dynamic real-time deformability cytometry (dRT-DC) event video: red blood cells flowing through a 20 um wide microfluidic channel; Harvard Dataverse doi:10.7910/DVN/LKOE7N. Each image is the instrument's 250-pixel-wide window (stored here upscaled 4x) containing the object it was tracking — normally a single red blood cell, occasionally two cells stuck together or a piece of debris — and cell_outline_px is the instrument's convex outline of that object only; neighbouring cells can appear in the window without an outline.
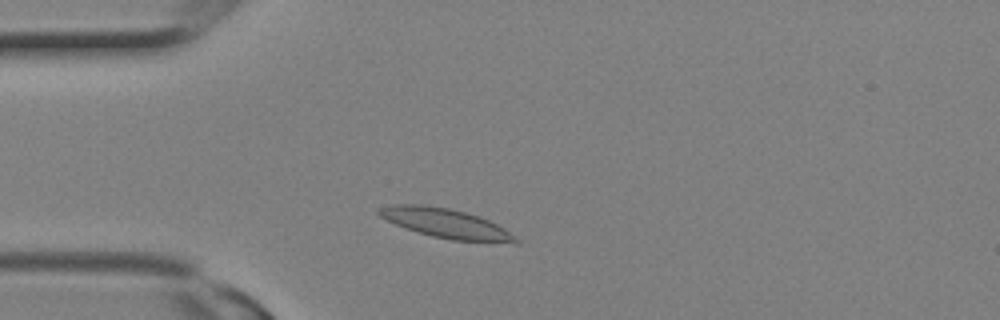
{"species": "Egyptian fruit bat (a non-hibernating species)", "species_latin": "Rousettus aegyptiacus", "temperature_condition": "room temperature", "stored_images_in_passage": 4, "camera_frame_rate_fps": 3000, "um_per_image_px": 0.085, "animal": {"sex": "female"}, "frame": {"image": 1, "passage_image": 3, "time_ms": 0.667, "image_size_px": [1000, 320], "cell_outline_px": [[520, 244], [516, 244], [452, 240], [432, 236], [416, 232], [396, 224], [380, 216], [376, 212], [380, 208], [388, 204], [424, 204], [448, 208], [464, 212], [488, 220], [504, 228], [520, 240]], "centroid_in_image_um": [37.93, 19.0], "position_along_channel_um": 47.1, "area_um2": 23.52}}